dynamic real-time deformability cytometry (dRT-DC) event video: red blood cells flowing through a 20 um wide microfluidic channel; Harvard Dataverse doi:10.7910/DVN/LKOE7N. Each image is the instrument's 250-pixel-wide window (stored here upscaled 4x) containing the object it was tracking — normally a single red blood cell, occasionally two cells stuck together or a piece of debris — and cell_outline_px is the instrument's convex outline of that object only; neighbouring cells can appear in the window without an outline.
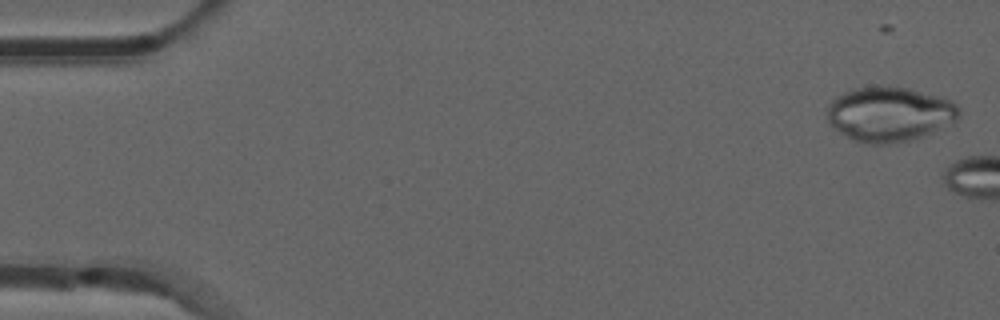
{"species": "common noctule bat (a hibernating species)", "species_latin": "Nyctalus noctula", "temperature_condition": "room temperature", "stored_images_in_passage": 10, "camera_frame_rate_fps": 3000, "um_per_image_px": 0.085, "animal": {"sex": "male", "forearm_length_mm": 52.5}, "frame": {"image": 1, "passage_image": 3, "time_ms": 0.667, "image_size_px": [1000, 320], "cell_outline_px": [[960, 116], [952, 124], [924, 136], [908, 140], [888, 144], [868, 144], [852, 140], [832, 128], [828, 124], [828, 104], [836, 96], [844, 92], [856, 88], [908, 88], [944, 96], [952, 100], [960, 108]], "centroid_in_image_um": [75.64, 9.72], "position_along_channel_um": 9.4, "area_um2": 42.25}}